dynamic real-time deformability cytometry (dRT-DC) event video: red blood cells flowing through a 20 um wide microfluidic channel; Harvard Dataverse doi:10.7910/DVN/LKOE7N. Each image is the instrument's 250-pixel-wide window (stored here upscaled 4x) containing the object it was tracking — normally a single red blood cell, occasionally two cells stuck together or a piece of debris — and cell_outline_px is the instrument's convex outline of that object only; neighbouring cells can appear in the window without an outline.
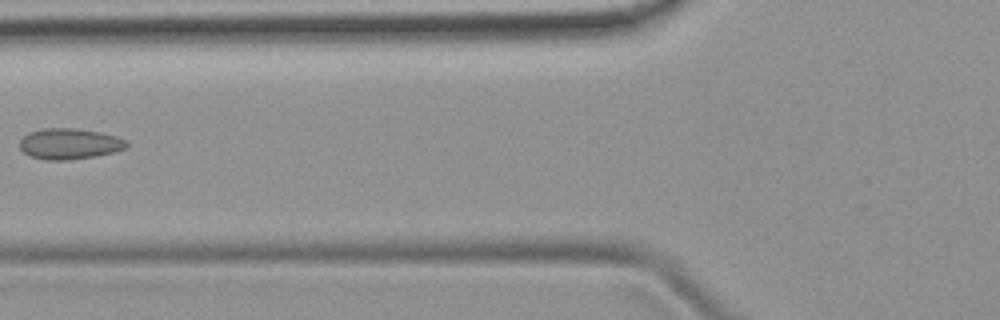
{"species": "common noctule bat (a hibernating species)", "species_latin": "Nyctalus noctula", "temperature_condition": "room temperature", "stored_images_in_passage": 7, "camera_frame_rate_fps": 3000, "um_per_image_px": 0.085, "animal": {"sex": "female", "body_mass_g": 19.9}, "frame": {"image": 1, "passage_image": 7, "time_ms": 7.667, "image_size_px": [1000, 320], "cell_outline_px": [[128, 144], [124, 148], [112, 152], [96, 156], [68, 160], [44, 160], [28, 156], [20, 148], [20, 140], [28, 132], [40, 128], [72, 128], [100, 132], [116, 136], [128, 140]], "centroid_in_image_um": [5.87, 12.22], "position_along_channel_um": 119.9, "area_um2": 19.31}}